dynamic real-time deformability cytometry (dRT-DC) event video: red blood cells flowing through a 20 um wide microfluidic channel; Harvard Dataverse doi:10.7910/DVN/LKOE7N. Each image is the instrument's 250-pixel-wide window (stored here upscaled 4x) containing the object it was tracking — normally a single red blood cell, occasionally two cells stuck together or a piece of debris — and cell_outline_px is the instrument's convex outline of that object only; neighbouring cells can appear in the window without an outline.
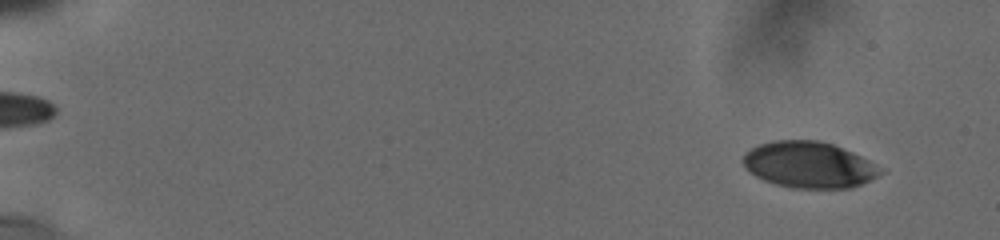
{"species": "human", "species_latin": "Homo sapiens", "temperature_condition": "cold", "stored_images_in_passage": 11, "camera_frame_rate_fps": 3000, "um_per_image_px": 0.085, "donor": {"sex": "male"}, "frame": {"image": 1, "passage_image": 1, "time_ms": 0.0, "image_size_px": [1000, 240], "cell_outline_px": [[888, 172], [880, 176], [852, 188], [796, 188], [776, 184], [764, 180], [756, 176], [740, 160], [744, 152], [760, 144], [772, 140], [820, 140], [832, 144], [852, 152], [884, 168]], "centroid_in_image_um": [68.81, 14.01], "position_along_channel_um": 16.2, "area_um2": 37.22}}
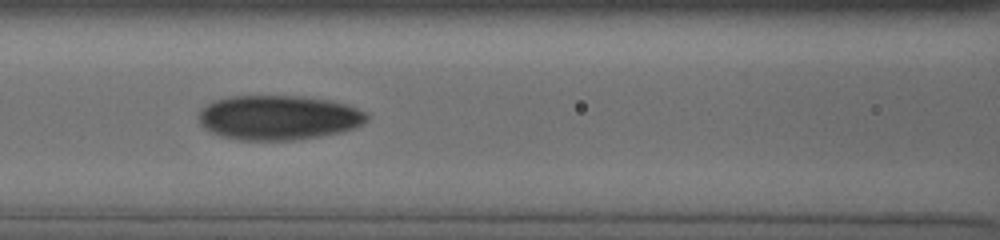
{"frame": {"image": 2, "passage_image": 9, "time_ms": 7.667, "image_size_px": [1000, 240], "cell_outline_px": [[368, 116], [360, 124], [352, 128], [340, 132], [300, 140], [240, 140], [220, 136], [204, 128], [200, 124], [200, 112], [208, 104], [216, 100], [232, 96], [296, 96], [332, 100], [356, 108], [364, 112]], "centroid_in_image_um": [23.65, 10.0], "position_along_channel_um": 143.0, "area_um2": 43.29}}
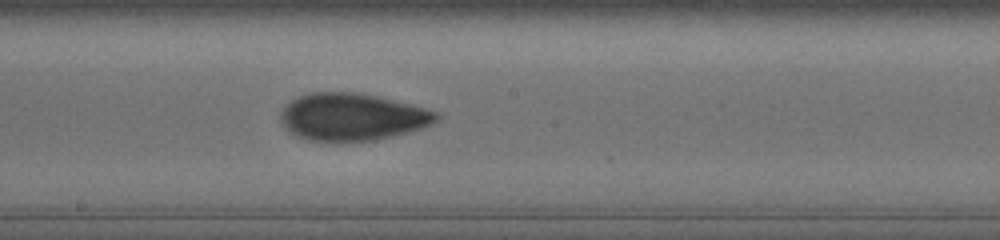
{"frame": {"image": 3, "passage_image": 11, "time_ms": 9.667, "image_size_px": [1000, 240], "cell_outline_px": [[440, 120], [424, 128], [376, 140], [336, 144], [308, 140], [296, 136], [280, 120], [280, 112], [292, 100], [300, 96], [312, 92], [344, 92], [372, 96], [424, 108], [436, 112], [440, 116]], "centroid_in_image_um": [29.92, 9.99], "position_along_channel_um": 218.3, "area_um2": 42.89}}